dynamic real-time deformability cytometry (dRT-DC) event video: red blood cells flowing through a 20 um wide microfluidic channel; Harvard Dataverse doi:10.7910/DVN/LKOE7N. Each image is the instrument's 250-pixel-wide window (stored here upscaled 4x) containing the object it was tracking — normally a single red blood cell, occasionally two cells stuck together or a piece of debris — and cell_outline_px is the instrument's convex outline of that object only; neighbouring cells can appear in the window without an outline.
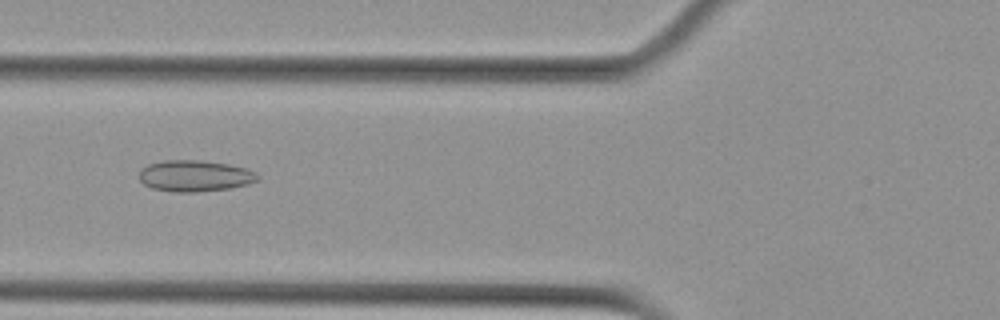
{"species": "Egyptian fruit bat (a non-hibernating species)", "species_latin": "Rousettus aegyptiacus", "temperature_condition": "cold", "stored_images_in_passage": 39, "camera_frame_rate_fps": 3000, "um_per_image_px": 0.085, "animal": {"sex": "female"}, "frame": {"image": 1, "passage_image": 4, "time_ms": 1.0, "image_size_px": [1000, 320], "cell_outline_px": [[260, 180], [248, 184], [228, 188], [196, 192], [172, 192], [152, 188], [144, 184], [140, 180], [140, 168], [148, 164], [164, 160], [200, 160], [228, 164], [248, 168], [256, 172], [260, 176]], "centroid_in_image_um": [16.58, 14.94], "position_along_channel_um": 109.2, "area_um2": 21.79}}
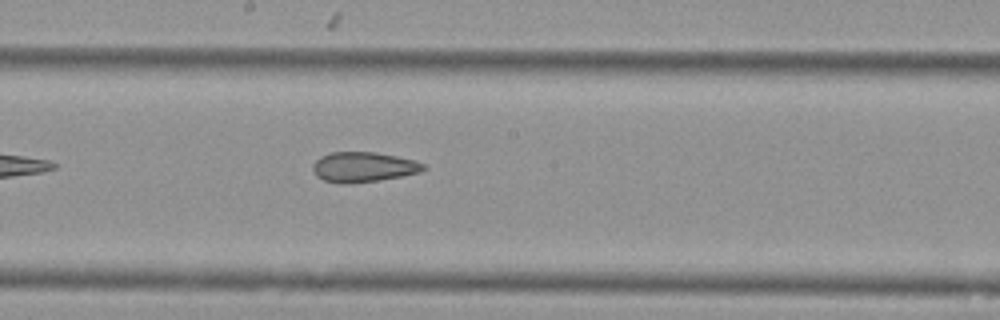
{"frame": {"image": 2, "passage_image": 13, "time_ms": 4.0, "image_size_px": [1000, 320], "cell_outline_px": [[428, 168], [420, 172], [380, 180], [352, 184], [344, 184], [324, 180], [316, 176], [312, 168], [312, 164], [320, 156], [332, 152], [376, 152], [416, 160], [424, 164]], "centroid_in_image_um": [30.89, 14.2], "position_along_channel_um": 217.3, "area_um2": 19.54}}
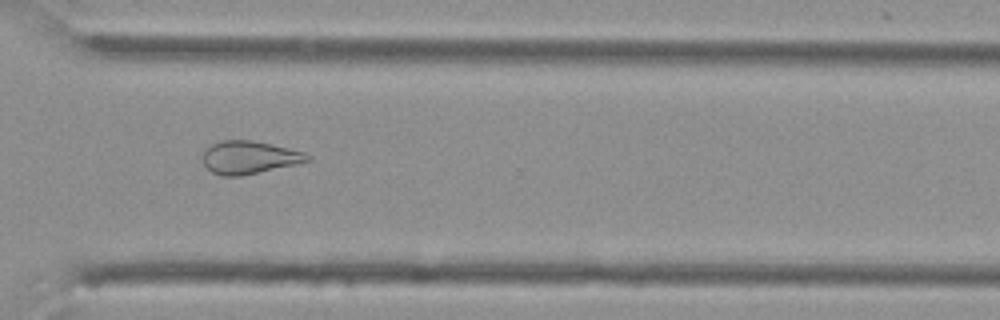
{"frame": {"image": 3, "passage_image": 24, "time_ms": 7.667, "image_size_px": [1000, 320], "cell_outline_px": [[312, 160], [296, 164], [240, 176], [220, 176], [212, 172], [204, 164], [200, 156], [212, 144], [220, 140], [252, 140], [288, 148], [304, 152], [312, 156]], "centroid_in_image_um": [21.17, 13.38], "position_along_channel_um": 349.4, "area_um2": 20.06}}